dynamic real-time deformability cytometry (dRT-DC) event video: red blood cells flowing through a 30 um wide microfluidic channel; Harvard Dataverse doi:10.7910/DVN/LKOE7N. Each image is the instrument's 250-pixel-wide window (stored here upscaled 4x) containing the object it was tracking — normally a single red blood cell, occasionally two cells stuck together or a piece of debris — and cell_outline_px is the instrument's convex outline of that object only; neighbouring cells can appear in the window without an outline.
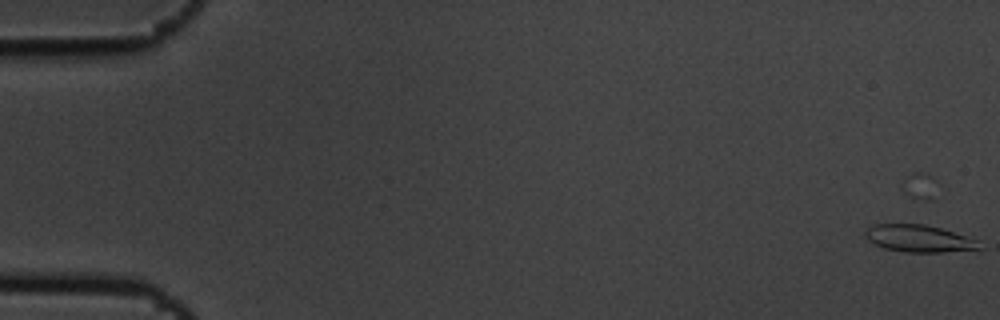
{"species": "common noctule bat (a hibernating species)", "species_latin": "Nyctalus noctula", "temperature_condition": "cold", "stored_images_in_passage": 6, "camera_frame_rate_fps": 3000, "um_per_image_px": 0.085, "animal": {"sex": "male", "body_mass_g": 19.5, "forearm_length_mm": 54.6}, "frame": {"image": 1, "passage_image": 1, "time_ms": 0.0, "image_size_px": [1000, 320], "cell_outline_px": [[980, 248], [944, 252], [904, 252], [884, 248], [868, 240], [864, 236], [864, 232], [868, 228], [876, 224], [924, 224], [940, 228], [976, 240]], "centroid_in_image_um": [78.03, 20.27], "position_along_channel_um": 7.0, "area_um2": 17.63}}